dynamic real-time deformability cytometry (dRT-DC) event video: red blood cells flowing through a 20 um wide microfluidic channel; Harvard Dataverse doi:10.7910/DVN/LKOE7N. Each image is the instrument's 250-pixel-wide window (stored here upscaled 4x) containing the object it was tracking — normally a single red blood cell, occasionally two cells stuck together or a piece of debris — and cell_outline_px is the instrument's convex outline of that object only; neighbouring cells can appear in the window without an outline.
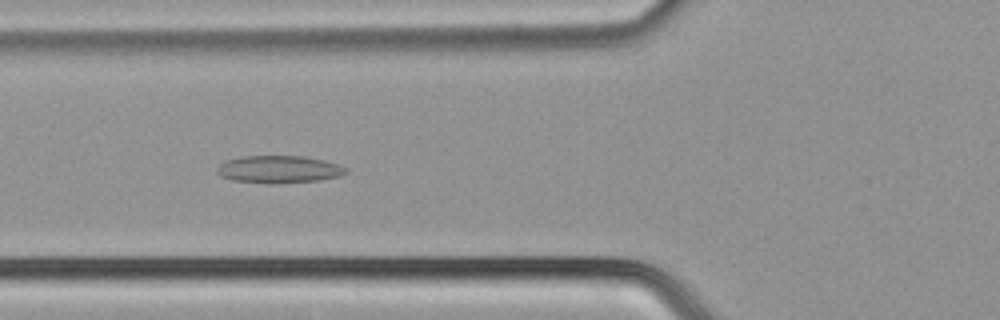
{"species": "common noctule bat (a hibernating species)", "species_latin": "Nyctalus noctula", "temperature_condition": "cold", "stored_images_in_passage": 53, "segment_of_instrument_passage": [1, 2], "camera_frame_rate_fps": 3000, "um_per_image_px": 0.085, "animal": {"sex": "male", "body_mass_g": 21.5, "forearm_length_mm": 52.0}, "frame": {"image": 1, "passage_image": 20, "time_ms": 6.333, "image_size_px": [1000, 320], "cell_outline_px": [[348, 172], [340, 176], [320, 180], [272, 184], [268, 184], [232, 180], [220, 176], [216, 172], [216, 168], [224, 160], [240, 156], [304, 156], [324, 160], [340, 164], [348, 168]], "centroid_in_image_um": [23.7, 14.39], "position_along_channel_um": 102.1, "area_um2": 20.98}}
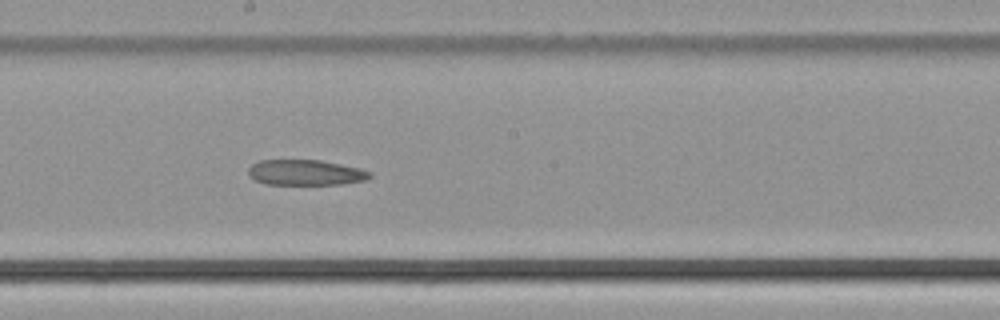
{"frame": {"image": 2, "passage_image": 29, "time_ms": 9.333, "image_size_px": [1000, 320], "cell_outline_px": [[372, 176], [368, 180], [340, 184], [264, 184], [248, 176], [248, 168], [252, 164], [260, 160], [320, 160], [360, 168], [372, 172]], "centroid_in_image_um": [25.98, 14.66], "position_along_channel_um": 222.2, "area_um2": 18.15}}
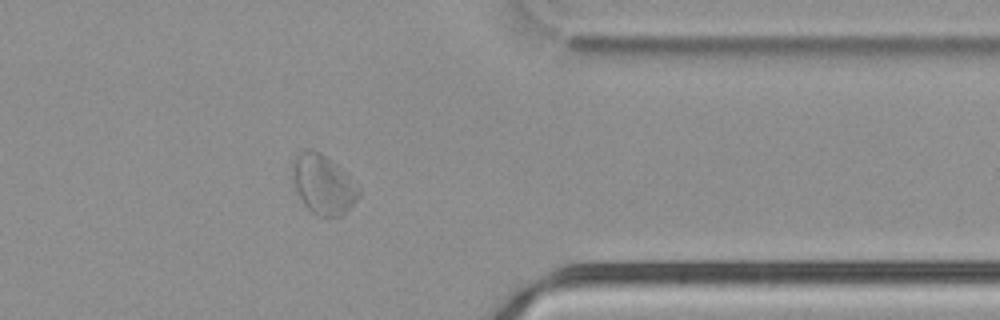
{"frame": {"image": 3, "passage_image": 42, "time_ms": 13.667, "image_size_px": [1000, 320], "cell_outline_px": [[360, 196], [340, 216], [316, 216], [304, 204], [296, 188], [292, 172], [292, 160], [300, 152], [320, 152], [348, 172], [360, 192]], "centroid_in_image_um": [27.49, 15.68], "position_along_channel_um": 383.9, "area_um2": 22.43}}